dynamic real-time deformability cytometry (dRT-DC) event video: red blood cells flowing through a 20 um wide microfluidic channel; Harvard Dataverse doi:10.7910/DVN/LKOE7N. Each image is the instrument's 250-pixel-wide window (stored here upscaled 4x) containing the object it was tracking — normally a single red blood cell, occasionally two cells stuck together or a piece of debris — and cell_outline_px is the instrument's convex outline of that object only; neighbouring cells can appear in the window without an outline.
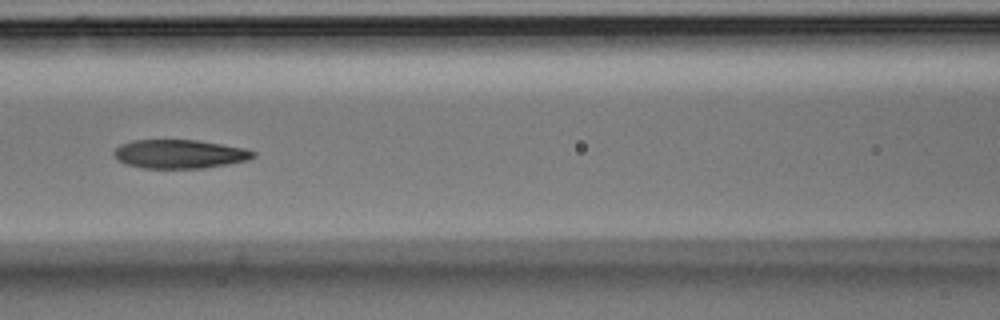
{"species": "Egyptian fruit bat (a non-hibernating species)", "species_latin": "Rousettus aegyptiacus", "temperature_condition": "room temperature", "stored_images_in_passage": 6, "camera_frame_rate_fps": 3000, "um_per_image_px": 0.085, "animal": {"sex": "male"}, "frame": {"image": 1, "passage_image": 6, "time_ms": 1.667, "image_size_px": [1000, 320], "cell_outline_px": [[256, 156], [248, 160], [228, 164], [204, 168], [144, 168], [124, 164], [116, 160], [112, 152], [120, 144], [132, 140], [196, 140], [244, 148], [256, 152]], "centroid_in_image_um": [15.23, 13.09], "position_along_channel_um": 151.4, "area_um2": 23.47}}